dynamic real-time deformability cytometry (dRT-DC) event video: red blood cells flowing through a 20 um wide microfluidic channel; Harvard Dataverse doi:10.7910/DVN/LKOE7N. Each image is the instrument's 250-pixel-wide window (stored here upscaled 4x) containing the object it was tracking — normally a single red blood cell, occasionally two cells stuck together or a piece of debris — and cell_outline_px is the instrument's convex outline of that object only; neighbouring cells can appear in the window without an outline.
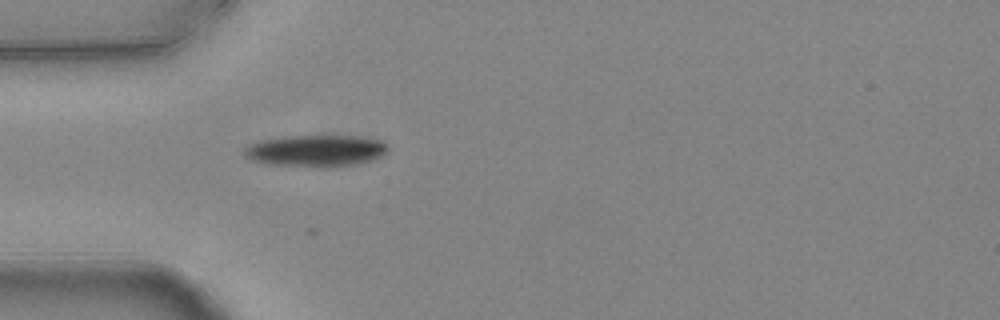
{"species": "common noctule bat (a hibernating species)", "species_latin": "Nyctalus noctula", "temperature_condition": "warm", "stored_images_in_passage": 29, "camera_frame_rate_fps": 3000, "um_per_image_px": 0.085, "animal": {"sex": "female", "body_mass_g": 24.6, "forearm_length_mm": 56.2}, "frame": {"image": 1, "passage_image": 2, "time_ms": 0.333, "image_size_px": [1000, 320], "cell_outline_px": [[388, 148], [380, 156], [368, 160], [352, 164], [268, 164], [252, 160], [244, 156], [244, 148], [248, 144], [260, 140], [288, 136], [360, 136], [380, 140], [388, 144]], "centroid_in_image_um": [26.79, 12.75], "position_along_channel_um": 58.2, "area_um2": 25.26}}
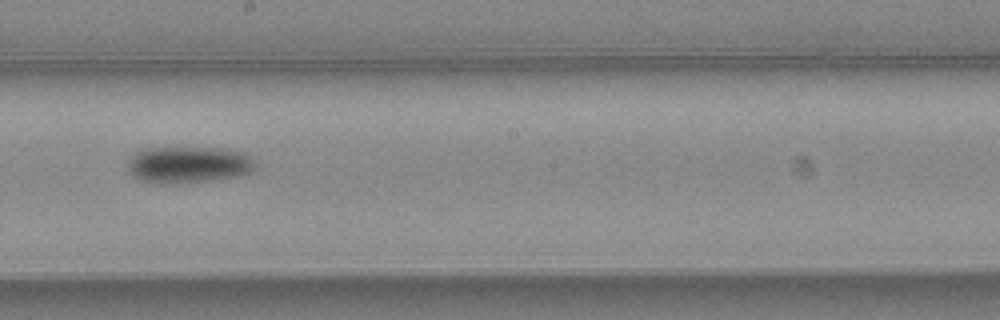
{"frame": {"image": 2, "passage_image": 16, "time_ms": 5.0, "image_size_px": [1000, 320], "cell_outline_px": [[256, 168], [240, 176], [212, 180], [180, 184], [152, 184], [136, 180], [132, 176], [128, 168], [128, 160], [136, 152], [144, 148], [224, 148], [244, 152], [252, 156], [256, 164]], "centroid_in_image_um": [16.01, 14.02], "position_along_channel_um": 232.2, "area_um2": 27.92}}
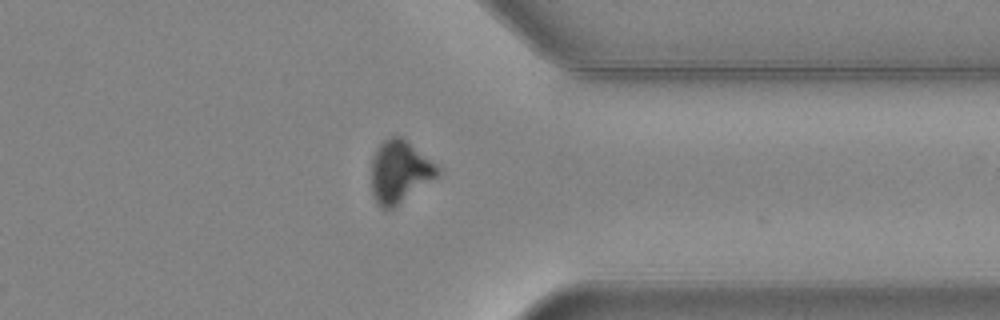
{"frame": {"image": 3, "passage_image": 28, "time_ms": 9.0, "image_size_px": [1000, 320], "cell_outline_px": [[440, 176], [392, 208], [384, 212], [376, 204], [372, 196], [372, 156], [376, 148], [384, 140], [392, 136], [400, 136], [436, 164], [440, 168]], "centroid_in_image_um": [33.95, 14.63], "position_along_channel_um": 377.4, "area_um2": 24.16}}